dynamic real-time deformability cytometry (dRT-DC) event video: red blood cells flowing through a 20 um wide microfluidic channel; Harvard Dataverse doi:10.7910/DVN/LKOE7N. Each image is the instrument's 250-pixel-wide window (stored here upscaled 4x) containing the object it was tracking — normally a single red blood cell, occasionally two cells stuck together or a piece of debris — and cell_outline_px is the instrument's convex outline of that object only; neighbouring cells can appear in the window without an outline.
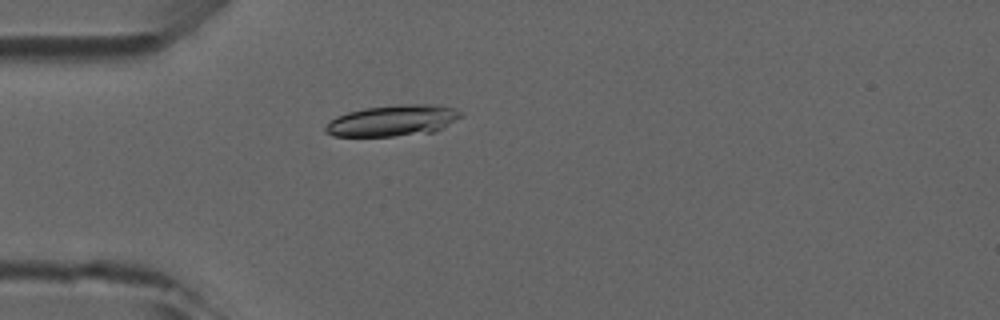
{"species": "common noctule bat (a hibernating species)", "species_latin": "Nyctalus noctula", "temperature_condition": "room temperature", "stored_images_in_passage": 5, "camera_frame_rate_fps": 3000, "um_per_image_px": 0.085, "animal": {"sex": "male", "forearm_length_mm": 52.5}, "frame": {"image": 1, "passage_image": 5, "time_ms": 4.333, "image_size_px": [1000, 320], "cell_outline_px": [[464, 116], [436, 132], [392, 136], [332, 136], [324, 132], [324, 128], [336, 116], [348, 112], [364, 108], [400, 104], [432, 104], [456, 108], [464, 112]], "centroid_in_image_um": [33.45, 10.24], "position_along_channel_um": 51.6, "area_um2": 24.85}}